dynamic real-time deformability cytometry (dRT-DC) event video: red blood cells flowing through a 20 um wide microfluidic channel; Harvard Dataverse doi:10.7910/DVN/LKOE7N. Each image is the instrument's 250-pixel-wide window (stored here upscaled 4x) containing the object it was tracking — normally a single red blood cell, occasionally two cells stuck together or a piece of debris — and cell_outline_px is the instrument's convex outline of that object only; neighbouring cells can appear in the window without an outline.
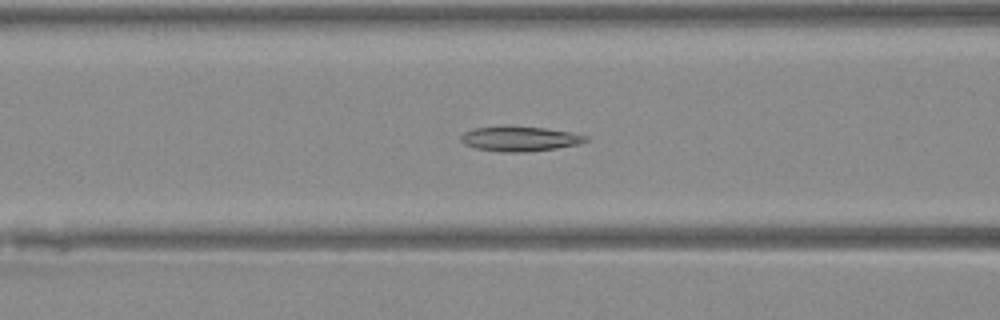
{"species": "Egyptian fruit bat (a non-hibernating species)", "species_latin": "Rousettus aegyptiacus", "temperature_condition": "warm", "stored_images_in_passage": 39, "camera_frame_rate_fps": 3000, "um_per_image_px": 0.085, "animal": {"sex": "female"}, "frame": {"image": 1, "passage_image": 10, "time_ms": 3.0, "image_size_px": [1000, 320], "cell_outline_px": [[588, 140], [580, 144], [556, 148], [524, 152], [500, 152], [476, 148], [464, 144], [460, 140], [460, 136], [464, 132], [476, 128], [500, 124], [504, 124], [544, 128], [572, 132], [588, 136]], "centroid_in_image_um": [44.16, 11.77], "position_along_channel_um": 122.4, "area_um2": 18.55}}
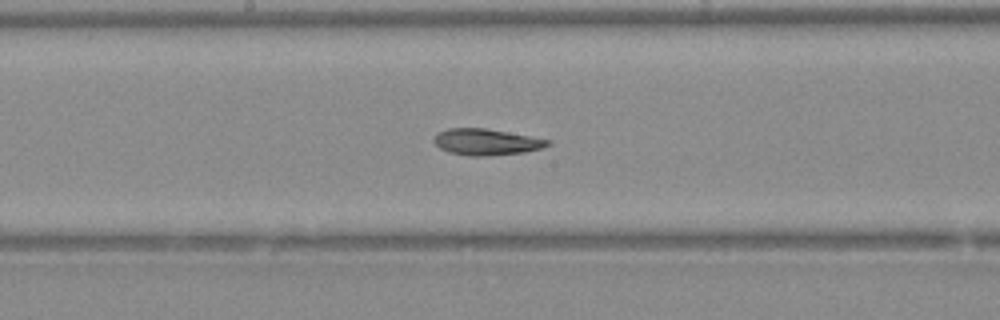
{"frame": {"image": 2, "passage_image": 16, "time_ms": 5.0, "image_size_px": [1000, 320], "cell_outline_px": [[552, 144], [540, 148], [524, 152], [488, 156], [468, 156], [448, 152], [440, 148], [432, 140], [440, 132], [448, 128], [484, 128], [528, 136], [548, 140]], "centroid_in_image_um": [41.3, 12.08], "position_along_channel_um": 206.9, "area_um2": 17.17}}
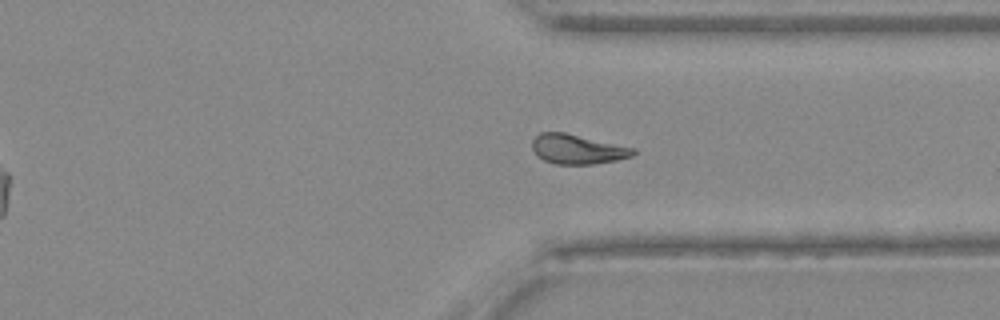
{"frame": {"image": 3, "passage_image": 27, "time_ms": 8.667, "image_size_px": [1000, 320], "cell_outline_px": [[636, 152], [632, 156], [616, 160], [592, 164], [556, 164], [544, 160], [532, 148], [532, 140], [540, 132], [564, 132], [636, 148]], "centroid_in_image_um": [49.1, 12.67], "position_along_channel_um": 362.3, "area_um2": 17.28}}